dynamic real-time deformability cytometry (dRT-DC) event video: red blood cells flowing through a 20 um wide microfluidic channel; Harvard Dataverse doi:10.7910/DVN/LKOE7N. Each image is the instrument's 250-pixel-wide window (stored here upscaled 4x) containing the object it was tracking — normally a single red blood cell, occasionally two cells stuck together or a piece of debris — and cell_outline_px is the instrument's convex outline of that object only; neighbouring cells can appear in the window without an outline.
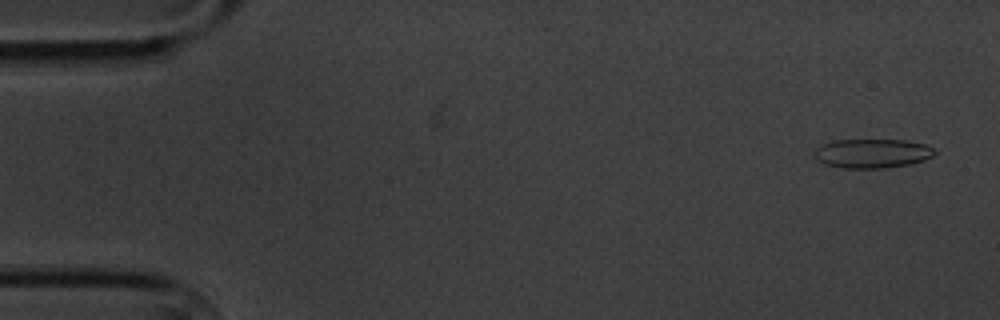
{"species": "common noctule bat (a hibernating species)", "species_latin": "Nyctalus noctula", "temperature_condition": "cold", "stored_images_in_passage": 4, "camera_frame_rate_fps": 3000, "um_per_image_px": 0.085, "animal": {"sex": "male", "body_mass_g": 20.1, "forearm_length_mm": 53.5}, "frame": {"image": 1, "passage_image": 1, "time_ms": 0.0, "image_size_px": [1000, 320], "cell_outline_px": [[936, 152], [932, 156], [924, 160], [912, 164], [884, 168], [840, 168], [824, 164], [812, 156], [812, 152], [820, 144], [832, 140], [908, 140], [924, 144], [932, 148]], "centroid_in_image_um": [74.08, 13.04], "position_along_channel_um": 10.9, "area_um2": 20.75}}
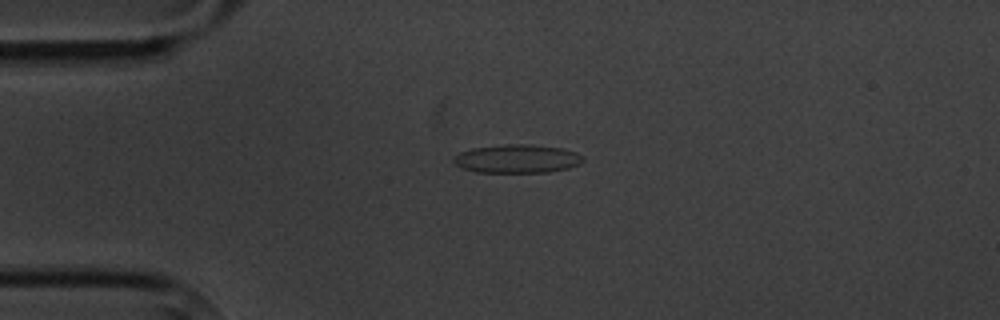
{"frame": {"image": 2, "passage_image": 4, "time_ms": 3.667, "image_size_px": [1000, 320], "cell_outline_px": [[584, 160], [580, 164], [568, 168], [548, 172], [476, 172], [464, 168], [456, 164], [452, 160], [460, 152], [472, 148], [508, 144], [528, 144], [564, 148], [576, 152], [584, 156]], "centroid_in_image_um": [44.01, 13.49], "position_along_channel_um": 41.0, "area_um2": 21.44}}